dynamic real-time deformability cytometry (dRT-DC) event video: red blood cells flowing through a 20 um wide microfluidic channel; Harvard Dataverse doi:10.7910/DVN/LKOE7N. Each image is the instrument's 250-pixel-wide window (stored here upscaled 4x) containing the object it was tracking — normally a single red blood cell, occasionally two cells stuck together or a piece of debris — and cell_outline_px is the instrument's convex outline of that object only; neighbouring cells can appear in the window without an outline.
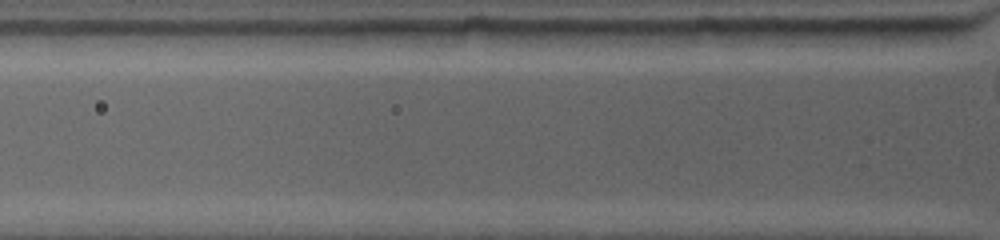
{"species": "common noctule bat (a hibernating species)", "species_latin": "Nyctalus noctula", "temperature_condition": "warm", "stored_images_in_passage": 2, "segment_of_instrument_passage": [2, 2], "camera_frame_rate_fps": 4500, "um_per_image_px": 0.085, "animal": {"sex": "female", "body_mass_g": 19.0, "forearm_length_mm": 53.3}, "frame": {"image": 1, "passage_image": 2, "time_ms": 0.222, "image_size_px": [1000, 240], "cell_outline_px": [[956, 32], [932, 44], [848, 44], [824, 32], [820, 28], [952, 28]], "centroid_in_image_um": [75.6, 3.01], "position_along_channel_um": 50.2, "area_um2": 13.18}}